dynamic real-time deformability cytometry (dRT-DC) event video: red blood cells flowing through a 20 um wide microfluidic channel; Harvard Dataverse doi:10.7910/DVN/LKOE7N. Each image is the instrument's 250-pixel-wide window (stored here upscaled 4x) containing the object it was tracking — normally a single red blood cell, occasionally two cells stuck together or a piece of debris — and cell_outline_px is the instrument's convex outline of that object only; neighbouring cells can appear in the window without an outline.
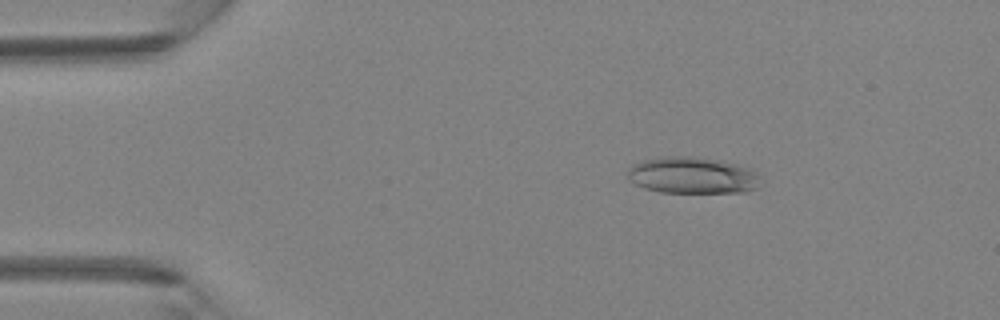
{"species": "Egyptian fruit bat (a non-hibernating species)", "species_latin": "Rousettus aegyptiacus", "temperature_condition": "room temperature", "stored_images_in_passage": 4, "camera_frame_rate_fps": 3000, "um_per_image_px": 0.085, "animal": {"sex": "female"}, "frame": {"image": 1, "passage_image": 3, "time_ms": 0.667, "image_size_px": [1000, 320], "cell_outline_px": [[756, 188], [748, 192], [660, 192], [644, 188], [628, 180], [628, 168], [632, 164], [644, 160], [664, 156], [688, 156], [724, 160], [748, 168], [756, 172]], "centroid_in_image_um": [58.79, 14.89], "position_along_channel_um": 26.2, "area_um2": 28.21}}